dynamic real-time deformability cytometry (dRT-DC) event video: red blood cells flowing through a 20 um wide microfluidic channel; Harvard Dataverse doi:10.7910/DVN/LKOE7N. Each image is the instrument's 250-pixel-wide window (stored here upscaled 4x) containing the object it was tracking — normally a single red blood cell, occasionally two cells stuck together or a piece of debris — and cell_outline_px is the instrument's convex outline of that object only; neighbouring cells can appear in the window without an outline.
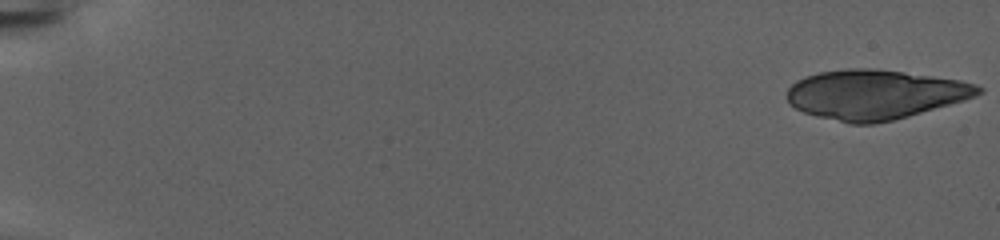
{"species": "human", "species_latin": "Homo sapiens", "temperature_condition": "warm", "stored_images_in_passage": 55, "camera_frame_rate_fps": 3000, "um_per_image_px": 0.085, "donor": {"sex": "female"}, "frame": {"image": 1, "passage_image": 1, "time_ms": 0.0, "image_size_px": [1000, 240], "cell_outline_px": [[984, 92], [976, 96], [964, 100], [908, 116], [892, 120], [872, 124], [848, 124], [816, 116], [804, 112], [788, 104], [784, 96], [788, 88], [796, 80], [804, 76], [820, 72], [848, 68], [876, 68], [960, 80], [976, 84], [984, 88]], "centroid_in_image_um": [74.33, 8.03], "position_along_channel_um": 10.7, "area_um2": 55.55}}
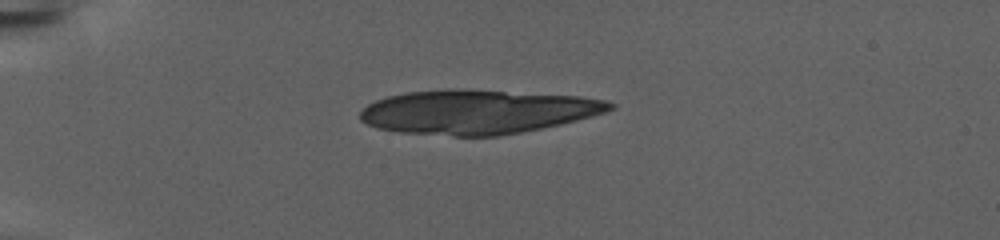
{"frame": {"image": 2, "passage_image": 40, "time_ms": 13.0, "image_size_px": [1000, 240], "cell_outline_px": [[616, 108], [592, 116], [560, 124], [500, 136], [452, 136], [400, 132], [376, 128], [360, 120], [360, 112], [368, 104], [376, 100], [388, 96], [408, 92], [448, 88], [452, 88], [580, 96], [604, 100], [616, 104]], "centroid_in_image_um": [40.57, 9.5], "position_along_channel_um": 44.4, "area_um2": 64.22}}